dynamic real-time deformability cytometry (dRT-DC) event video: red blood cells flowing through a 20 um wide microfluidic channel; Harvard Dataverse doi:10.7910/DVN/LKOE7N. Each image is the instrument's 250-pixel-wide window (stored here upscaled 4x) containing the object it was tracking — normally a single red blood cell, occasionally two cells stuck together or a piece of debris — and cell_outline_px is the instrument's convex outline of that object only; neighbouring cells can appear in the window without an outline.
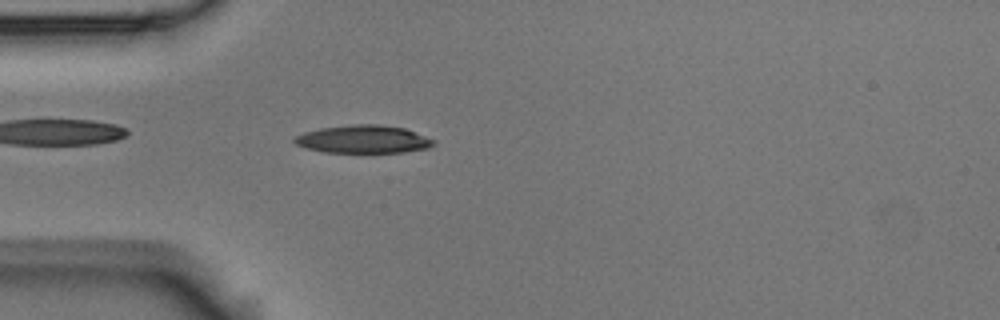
{"species": "Egyptian fruit bat (a non-hibernating species)", "species_latin": "Rousettus aegyptiacus", "temperature_condition": "room temperature", "stored_images_in_passage": 53, "camera_frame_rate_fps": 3000, "um_per_image_px": 0.085, "animal": {"sex": "male"}, "frame": {"image": 1, "passage_image": 14, "time_ms": 4.333, "image_size_px": [1000, 320], "cell_outline_px": [[436, 144], [428, 148], [404, 152], [324, 152], [308, 148], [296, 144], [292, 140], [296, 136], [304, 132], [320, 128], [352, 124], [380, 124], [404, 128], [436, 140]], "centroid_in_image_um": [30.91, 11.83], "position_along_channel_um": 54.1, "area_um2": 22.6}}
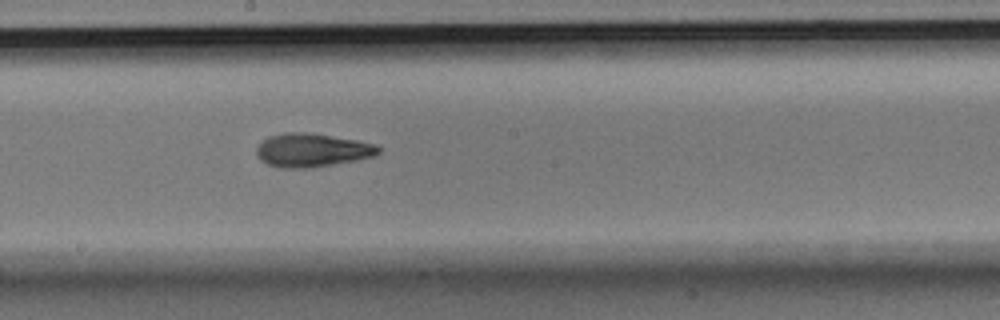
{"frame": {"image": 2, "passage_image": 28, "time_ms": 9.0, "image_size_px": [1000, 320], "cell_outline_px": [[380, 152], [376, 156], [356, 160], [312, 168], [280, 168], [268, 164], [260, 160], [256, 152], [256, 148], [268, 136], [284, 132], [304, 132], [356, 140], [376, 144], [380, 148]], "centroid_in_image_um": [26.52, 12.77], "position_along_channel_um": 221.7, "area_um2": 23.81}}
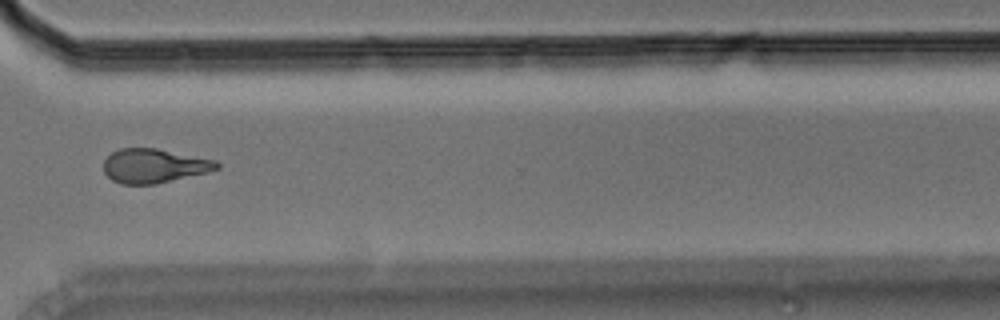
{"frame": {"image": 3, "passage_image": 39, "time_ms": 12.667, "image_size_px": [1000, 320], "cell_outline_px": [[220, 168], [208, 172], [156, 184], [120, 184], [112, 180], [104, 172], [104, 160], [112, 152], [120, 148], [156, 148], [216, 160], [220, 164]], "centroid_in_image_um": [13.1, 14.09], "position_along_channel_um": 357.5, "area_um2": 22.54}, "authors_computed_cell_mechanics": {"area_um2": 22.7732, "velocity_mm_per_s": 3.712, "shape_relaxation_time_tau1_ms": 4.3707, "shape_relaxation_time_tau2_ms": 5.2796, "deformation_change_tau1": 0.1844, "deformation_change_tau2": 0.1579}}